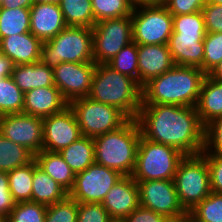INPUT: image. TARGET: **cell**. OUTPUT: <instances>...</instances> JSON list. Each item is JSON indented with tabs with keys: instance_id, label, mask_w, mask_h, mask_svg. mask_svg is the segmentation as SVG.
Listing matches in <instances>:
<instances>
[{
	"instance_id": "6da1fadb",
	"label": "cell",
	"mask_w": 222,
	"mask_h": 222,
	"mask_svg": "<svg viewBox=\"0 0 222 222\" xmlns=\"http://www.w3.org/2000/svg\"><path fill=\"white\" fill-rule=\"evenodd\" d=\"M141 135L153 142L172 146L184 155L201 154L204 131L196 107L141 104L136 117Z\"/></svg>"
},
{
	"instance_id": "7a4b0ae2",
	"label": "cell",
	"mask_w": 222,
	"mask_h": 222,
	"mask_svg": "<svg viewBox=\"0 0 222 222\" xmlns=\"http://www.w3.org/2000/svg\"><path fill=\"white\" fill-rule=\"evenodd\" d=\"M206 75L199 67L174 65L142 87V104L196 107Z\"/></svg>"
},
{
	"instance_id": "3957f363",
	"label": "cell",
	"mask_w": 222,
	"mask_h": 222,
	"mask_svg": "<svg viewBox=\"0 0 222 222\" xmlns=\"http://www.w3.org/2000/svg\"><path fill=\"white\" fill-rule=\"evenodd\" d=\"M88 97L118 108L128 119H136L142 104V87L108 64H96Z\"/></svg>"
},
{
	"instance_id": "277c9868",
	"label": "cell",
	"mask_w": 222,
	"mask_h": 222,
	"mask_svg": "<svg viewBox=\"0 0 222 222\" xmlns=\"http://www.w3.org/2000/svg\"><path fill=\"white\" fill-rule=\"evenodd\" d=\"M141 131L136 119L93 138L95 163L131 176L135 169Z\"/></svg>"
},
{
	"instance_id": "5b68a950",
	"label": "cell",
	"mask_w": 222,
	"mask_h": 222,
	"mask_svg": "<svg viewBox=\"0 0 222 222\" xmlns=\"http://www.w3.org/2000/svg\"><path fill=\"white\" fill-rule=\"evenodd\" d=\"M40 62L52 69L62 62H94L92 28L66 26L52 39L43 42Z\"/></svg>"
},
{
	"instance_id": "8992f818",
	"label": "cell",
	"mask_w": 222,
	"mask_h": 222,
	"mask_svg": "<svg viewBox=\"0 0 222 222\" xmlns=\"http://www.w3.org/2000/svg\"><path fill=\"white\" fill-rule=\"evenodd\" d=\"M184 156L172 146L153 142L141 135L136 165L131 176L135 181L174 180Z\"/></svg>"
},
{
	"instance_id": "52a82bcc",
	"label": "cell",
	"mask_w": 222,
	"mask_h": 222,
	"mask_svg": "<svg viewBox=\"0 0 222 222\" xmlns=\"http://www.w3.org/2000/svg\"><path fill=\"white\" fill-rule=\"evenodd\" d=\"M174 183L180 204L189 213L212 192L206 157L202 153L185 155L178 165Z\"/></svg>"
},
{
	"instance_id": "ba28073f",
	"label": "cell",
	"mask_w": 222,
	"mask_h": 222,
	"mask_svg": "<svg viewBox=\"0 0 222 222\" xmlns=\"http://www.w3.org/2000/svg\"><path fill=\"white\" fill-rule=\"evenodd\" d=\"M133 42L137 45H168L173 15L163 4L138 5L132 10Z\"/></svg>"
},
{
	"instance_id": "9c48e42d",
	"label": "cell",
	"mask_w": 222,
	"mask_h": 222,
	"mask_svg": "<svg viewBox=\"0 0 222 222\" xmlns=\"http://www.w3.org/2000/svg\"><path fill=\"white\" fill-rule=\"evenodd\" d=\"M69 107L75 114L81 135L91 138L114 131L128 120L118 108L88 96L71 101Z\"/></svg>"
},
{
	"instance_id": "30bf717a",
	"label": "cell",
	"mask_w": 222,
	"mask_h": 222,
	"mask_svg": "<svg viewBox=\"0 0 222 222\" xmlns=\"http://www.w3.org/2000/svg\"><path fill=\"white\" fill-rule=\"evenodd\" d=\"M92 35L94 63H109L126 45L133 42L131 15L95 23Z\"/></svg>"
},
{
	"instance_id": "8fae6325",
	"label": "cell",
	"mask_w": 222,
	"mask_h": 222,
	"mask_svg": "<svg viewBox=\"0 0 222 222\" xmlns=\"http://www.w3.org/2000/svg\"><path fill=\"white\" fill-rule=\"evenodd\" d=\"M140 206L151 209L169 220L188 216L180 204L174 180L136 181Z\"/></svg>"
},
{
	"instance_id": "7c38bea8",
	"label": "cell",
	"mask_w": 222,
	"mask_h": 222,
	"mask_svg": "<svg viewBox=\"0 0 222 222\" xmlns=\"http://www.w3.org/2000/svg\"><path fill=\"white\" fill-rule=\"evenodd\" d=\"M122 176L116 170L94 163L75 174L74 186L69 196L78 203H102L106 194Z\"/></svg>"
},
{
	"instance_id": "4fadbf2b",
	"label": "cell",
	"mask_w": 222,
	"mask_h": 222,
	"mask_svg": "<svg viewBox=\"0 0 222 222\" xmlns=\"http://www.w3.org/2000/svg\"><path fill=\"white\" fill-rule=\"evenodd\" d=\"M0 133L34 156L43 150V119L24 113L5 114L0 120Z\"/></svg>"
},
{
	"instance_id": "5bb4252c",
	"label": "cell",
	"mask_w": 222,
	"mask_h": 222,
	"mask_svg": "<svg viewBox=\"0 0 222 222\" xmlns=\"http://www.w3.org/2000/svg\"><path fill=\"white\" fill-rule=\"evenodd\" d=\"M95 68L94 62H62L53 69L54 84L68 103L89 96Z\"/></svg>"
},
{
	"instance_id": "9a60e30c",
	"label": "cell",
	"mask_w": 222,
	"mask_h": 222,
	"mask_svg": "<svg viewBox=\"0 0 222 222\" xmlns=\"http://www.w3.org/2000/svg\"><path fill=\"white\" fill-rule=\"evenodd\" d=\"M81 136L77 119L69 106L43 119V150L59 152Z\"/></svg>"
},
{
	"instance_id": "2e32d148",
	"label": "cell",
	"mask_w": 222,
	"mask_h": 222,
	"mask_svg": "<svg viewBox=\"0 0 222 222\" xmlns=\"http://www.w3.org/2000/svg\"><path fill=\"white\" fill-rule=\"evenodd\" d=\"M102 206L113 221L130 215L139 205V190L132 176H122L106 194Z\"/></svg>"
},
{
	"instance_id": "e0dca14e",
	"label": "cell",
	"mask_w": 222,
	"mask_h": 222,
	"mask_svg": "<svg viewBox=\"0 0 222 222\" xmlns=\"http://www.w3.org/2000/svg\"><path fill=\"white\" fill-rule=\"evenodd\" d=\"M66 26L58 3L36 1L31 6L30 32L42 42L52 39Z\"/></svg>"
},
{
	"instance_id": "ac0fdd59",
	"label": "cell",
	"mask_w": 222,
	"mask_h": 222,
	"mask_svg": "<svg viewBox=\"0 0 222 222\" xmlns=\"http://www.w3.org/2000/svg\"><path fill=\"white\" fill-rule=\"evenodd\" d=\"M137 48L138 83L141 87L175 65L166 44L137 45Z\"/></svg>"
},
{
	"instance_id": "d6986e66",
	"label": "cell",
	"mask_w": 222,
	"mask_h": 222,
	"mask_svg": "<svg viewBox=\"0 0 222 222\" xmlns=\"http://www.w3.org/2000/svg\"><path fill=\"white\" fill-rule=\"evenodd\" d=\"M69 103L54 85L37 88L24 93L23 113L39 118H46L63 111Z\"/></svg>"
},
{
	"instance_id": "ffe728a7",
	"label": "cell",
	"mask_w": 222,
	"mask_h": 222,
	"mask_svg": "<svg viewBox=\"0 0 222 222\" xmlns=\"http://www.w3.org/2000/svg\"><path fill=\"white\" fill-rule=\"evenodd\" d=\"M42 44L31 32L13 34L0 40V51L14 65L32 64L40 61Z\"/></svg>"
},
{
	"instance_id": "44dd1931",
	"label": "cell",
	"mask_w": 222,
	"mask_h": 222,
	"mask_svg": "<svg viewBox=\"0 0 222 222\" xmlns=\"http://www.w3.org/2000/svg\"><path fill=\"white\" fill-rule=\"evenodd\" d=\"M204 38L205 35H179L173 31L168 47L174 64L203 70Z\"/></svg>"
},
{
	"instance_id": "7402d4cb",
	"label": "cell",
	"mask_w": 222,
	"mask_h": 222,
	"mask_svg": "<svg viewBox=\"0 0 222 222\" xmlns=\"http://www.w3.org/2000/svg\"><path fill=\"white\" fill-rule=\"evenodd\" d=\"M196 109L204 127L222 116V81L205 76Z\"/></svg>"
},
{
	"instance_id": "603a6c76",
	"label": "cell",
	"mask_w": 222,
	"mask_h": 222,
	"mask_svg": "<svg viewBox=\"0 0 222 222\" xmlns=\"http://www.w3.org/2000/svg\"><path fill=\"white\" fill-rule=\"evenodd\" d=\"M11 77L23 93L55 85L53 69L40 61L32 64L14 65Z\"/></svg>"
},
{
	"instance_id": "cb8c5ba5",
	"label": "cell",
	"mask_w": 222,
	"mask_h": 222,
	"mask_svg": "<svg viewBox=\"0 0 222 222\" xmlns=\"http://www.w3.org/2000/svg\"><path fill=\"white\" fill-rule=\"evenodd\" d=\"M37 165L68 193L75 182V173L65 162L59 152L42 150L34 156Z\"/></svg>"
},
{
	"instance_id": "d4e9b609",
	"label": "cell",
	"mask_w": 222,
	"mask_h": 222,
	"mask_svg": "<svg viewBox=\"0 0 222 222\" xmlns=\"http://www.w3.org/2000/svg\"><path fill=\"white\" fill-rule=\"evenodd\" d=\"M69 193L39 166L33 170L31 201L52 205L65 199Z\"/></svg>"
},
{
	"instance_id": "484cf974",
	"label": "cell",
	"mask_w": 222,
	"mask_h": 222,
	"mask_svg": "<svg viewBox=\"0 0 222 222\" xmlns=\"http://www.w3.org/2000/svg\"><path fill=\"white\" fill-rule=\"evenodd\" d=\"M59 154L75 174L82 172L95 163L93 138L82 135Z\"/></svg>"
},
{
	"instance_id": "4316f807",
	"label": "cell",
	"mask_w": 222,
	"mask_h": 222,
	"mask_svg": "<svg viewBox=\"0 0 222 222\" xmlns=\"http://www.w3.org/2000/svg\"><path fill=\"white\" fill-rule=\"evenodd\" d=\"M65 24L93 28L95 24L91 0H59Z\"/></svg>"
},
{
	"instance_id": "83f0119b",
	"label": "cell",
	"mask_w": 222,
	"mask_h": 222,
	"mask_svg": "<svg viewBox=\"0 0 222 222\" xmlns=\"http://www.w3.org/2000/svg\"><path fill=\"white\" fill-rule=\"evenodd\" d=\"M37 166L35 159H33L30 163L7 172L9 189L16 203L31 201L33 170Z\"/></svg>"
},
{
	"instance_id": "f1b7e54d",
	"label": "cell",
	"mask_w": 222,
	"mask_h": 222,
	"mask_svg": "<svg viewBox=\"0 0 222 222\" xmlns=\"http://www.w3.org/2000/svg\"><path fill=\"white\" fill-rule=\"evenodd\" d=\"M30 32V8L0 7V40Z\"/></svg>"
},
{
	"instance_id": "f546056e",
	"label": "cell",
	"mask_w": 222,
	"mask_h": 222,
	"mask_svg": "<svg viewBox=\"0 0 222 222\" xmlns=\"http://www.w3.org/2000/svg\"><path fill=\"white\" fill-rule=\"evenodd\" d=\"M33 159L34 155L29 150L0 133V171H12L30 163Z\"/></svg>"
},
{
	"instance_id": "4dcf8cb0",
	"label": "cell",
	"mask_w": 222,
	"mask_h": 222,
	"mask_svg": "<svg viewBox=\"0 0 222 222\" xmlns=\"http://www.w3.org/2000/svg\"><path fill=\"white\" fill-rule=\"evenodd\" d=\"M24 93L16 86L12 77L0 78V113H23Z\"/></svg>"
},
{
	"instance_id": "1f68e13d",
	"label": "cell",
	"mask_w": 222,
	"mask_h": 222,
	"mask_svg": "<svg viewBox=\"0 0 222 222\" xmlns=\"http://www.w3.org/2000/svg\"><path fill=\"white\" fill-rule=\"evenodd\" d=\"M95 23L132 14L131 0H91Z\"/></svg>"
},
{
	"instance_id": "d6a6232c",
	"label": "cell",
	"mask_w": 222,
	"mask_h": 222,
	"mask_svg": "<svg viewBox=\"0 0 222 222\" xmlns=\"http://www.w3.org/2000/svg\"><path fill=\"white\" fill-rule=\"evenodd\" d=\"M188 216L193 222H222V194L211 192Z\"/></svg>"
},
{
	"instance_id": "836d02e7",
	"label": "cell",
	"mask_w": 222,
	"mask_h": 222,
	"mask_svg": "<svg viewBox=\"0 0 222 222\" xmlns=\"http://www.w3.org/2000/svg\"><path fill=\"white\" fill-rule=\"evenodd\" d=\"M114 70L127 75L138 82V48L135 42L126 45L107 63Z\"/></svg>"
},
{
	"instance_id": "e575fe53",
	"label": "cell",
	"mask_w": 222,
	"mask_h": 222,
	"mask_svg": "<svg viewBox=\"0 0 222 222\" xmlns=\"http://www.w3.org/2000/svg\"><path fill=\"white\" fill-rule=\"evenodd\" d=\"M47 206L33 201L15 203L7 222H45Z\"/></svg>"
},
{
	"instance_id": "d590c367",
	"label": "cell",
	"mask_w": 222,
	"mask_h": 222,
	"mask_svg": "<svg viewBox=\"0 0 222 222\" xmlns=\"http://www.w3.org/2000/svg\"><path fill=\"white\" fill-rule=\"evenodd\" d=\"M78 202L69 195L47 206L45 222H77Z\"/></svg>"
},
{
	"instance_id": "8d00e7d4",
	"label": "cell",
	"mask_w": 222,
	"mask_h": 222,
	"mask_svg": "<svg viewBox=\"0 0 222 222\" xmlns=\"http://www.w3.org/2000/svg\"><path fill=\"white\" fill-rule=\"evenodd\" d=\"M173 31L179 35H206L202 12L173 15Z\"/></svg>"
},
{
	"instance_id": "74e56055",
	"label": "cell",
	"mask_w": 222,
	"mask_h": 222,
	"mask_svg": "<svg viewBox=\"0 0 222 222\" xmlns=\"http://www.w3.org/2000/svg\"><path fill=\"white\" fill-rule=\"evenodd\" d=\"M203 42V71L207 74L220 61H222V33L206 32Z\"/></svg>"
},
{
	"instance_id": "f35d334b",
	"label": "cell",
	"mask_w": 222,
	"mask_h": 222,
	"mask_svg": "<svg viewBox=\"0 0 222 222\" xmlns=\"http://www.w3.org/2000/svg\"><path fill=\"white\" fill-rule=\"evenodd\" d=\"M202 153L222 154V116L205 126Z\"/></svg>"
},
{
	"instance_id": "ab89813d",
	"label": "cell",
	"mask_w": 222,
	"mask_h": 222,
	"mask_svg": "<svg viewBox=\"0 0 222 222\" xmlns=\"http://www.w3.org/2000/svg\"><path fill=\"white\" fill-rule=\"evenodd\" d=\"M101 203H78L77 222H112Z\"/></svg>"
},
{
	"instance_id": "60d3db41",
	"label": "cell",
	"mask_w": 222,
	"mask_h": 222,
	"mask_svg": "<svg viewBox=\"0 0 222 222\" xmlns=\"http://www.w3.org/2000/svg\"><path fill=\"white\" fill-rule=\"evenodd\" d=\"M205 30L210 33H222V4L206 3L201 9Z\"/></svg>"
},
{
	"instance_id": "b9f144b4",
	"label": "cell",
	"mask_w": 222,
	"mask_h": 222,
	"mask_svg": "<svg viewBox=\"0 0 222 222\" xmlns=\"http://www.w3.org/2000/svg\"><path fill=\"white\" fill-rule=\"evenodd\" d=\"M202 154L209 168L211 191L222 194V154Z\"/></svg>"
},
{
	"instance_id": "7bdbcfd3",
	"label": "cell",
	"mask_w": 222,
	"mask_h": 222,
	"mask_svg": "<svg viewBox=\"0 0 222 222\" xmlns=\"http://www.w3.org/2000/svg\"><path fill=\"white\" fill-rule=\"evenodd\" d=\"M207 0H165L163 5L172 15L192 14L201 11Z\"/></svg>"
},
{
	"instance_id": "ee69618b",
	"label": "cell",
	"mask_w": 222,
	"mask_h": 222,
	"mask_svg": "<svg viewBox=\"0 0 222 222\" xmlns=\"http://www.w3.org/2000/svg\"><path fill=\"white\" fill-rule=\"evenodd\" d=\"M15 203L9 189L8 174L0 171V216L7 218Z\"/></svg>"
},
{
	"instance_id": "f6af8a7d",
	"label": "cell",
	"mask_w": 222,
	"mask_h": 222,
	"mask_svg": "<svg viewBox=\"0 0 222 222\" xmlns=\"http://www.w3.org/2000/svg\"><path fill=\"white\" fill-rule=\"evenodd\" d=\"M165 216L154 212L151 209L138 206L130 215L119 222H168Z\"/></svg>"
},
{
	"instance_id": "bcb514c9",
	"label": "cell",
	"mask_w": 222,
	"mask_h": 222,
	"mask_svg": "<svg viewBox=\"0 0 222 222\" xmlns=\"http://www.w3.org/2000/svg\"><path fill=\"white\" fill-rule=\"evenodd\" d=\"M14 68L13 61L0 53V78L11 77Z\"/></svg>"
},
{
	"instance_id": "7dc6e473",
	"label": "cell",
	"mask_w": 222,
	"mask_h": 222,
	"mask_svg": "<svg viewBox=\"0 0 222 222\" xmlns=\"http://www.w3.org/2000/svg\"><path fill=\"white\" fill-rule=\"evenodd\" d=\"M34 0H2L1 7L5 8H31Z\"/></svg>"
},
{
	"instance_id": "c3c4849f",
	"label": "cell",
	"mask_w": 222,
	"mask_h": 222,
	"mask_svg": "<svg viewBox=\"0 0 222 222\" xmlns=\"http://www.w3.org/2000/svg\"><path fill=\"white\" fill-rule=\"evenodd\" d=\"M207 76L222 81V61H220L212 70L207 73Z\"/></svg>"
},
{
	"instance_id": "681fc988",
	"label": "cell",
	"mask_w": 222,
	"mask_h": 222,
	"mask_svg": "<svg viewBox=\"0 0 222 222\" xmlns=\"http://www.w3.org/2000/svg\"><path fill=\"white\" fill-rule=\"evenodd\" d=\"M134 7L138 5H153V4H163L165 0H131Z\"/></svg>"
},
{
	"instance_id": "f907efd6",
	"label": "cell",
	"mask_w": 222,
	"mask_h": 222,
	"mask_svg": "<svg viewBox=\"0 0 222 222\" xmlns=\"http://www.w3.org/2000/svg\"><path fill=\"white\" fill-rule=\"evenodd\" d=\"M168 222H193L189 216L178 220H169Z\"/></svg>"
},
{
	"instance_id": "816d5d0a",
	"label": "cell",
	"mask_w": 222,
	"mask_h": 222,
	"mask_svg": "<svg viewBox=\"0 0 222 222\" xmlns=\"http://www.w3.org/2000/svg\"><path fill=\"white\" fill-rule=\"evenodd\" d=\"M208 4H222V0H207Z\"/></svg>"
},
{
	"instance_id": "f5cc1de1",
	"label": "cell",
	"mask_w": 222,
	"mask_h": 222,
	"mask_svg": "<svg viewBox=\"0 0 222 222\" xmlns=\"http://www.w3.org/2000/svg\"><path fill=\"white\" fill-rule=\"evenodd\" d=\"M35 2L36 1H45V2H55V3H58L59 0H34Z\"/></svg>"
},
{
	"instance_id": "db71d44e",
	"label": "cell",
	"mask_w": 222,
	"mask_h": 222,
	"mask_svg": "<svg viewBox=\"0 0 222 222\" xmlns=\"http://www.w3.org/2000/svg\"><path fill=\"white\" fill-rule=\"evenodd\" d=\"M0 222H7V220H6L5 217H1V216H0Z\"/></svg>"
}]
</instances>
